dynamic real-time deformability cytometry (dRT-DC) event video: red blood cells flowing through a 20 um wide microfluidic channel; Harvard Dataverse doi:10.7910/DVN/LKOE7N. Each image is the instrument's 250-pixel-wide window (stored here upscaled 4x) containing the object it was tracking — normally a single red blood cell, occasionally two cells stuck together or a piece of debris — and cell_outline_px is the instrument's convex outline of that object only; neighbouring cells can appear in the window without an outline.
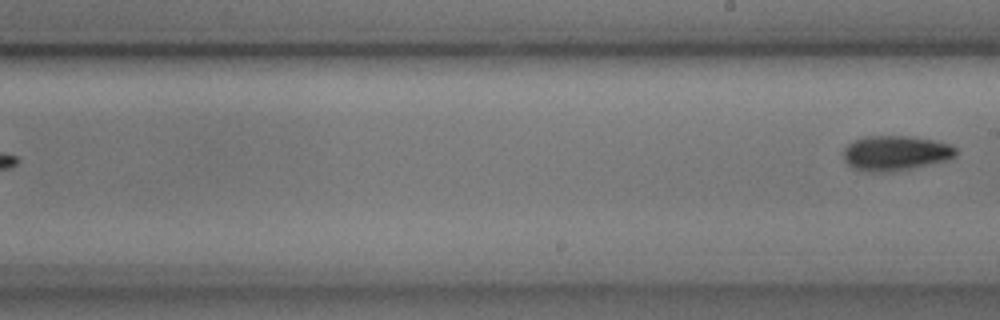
{"species": "common noctule bat (a hibernating species)", "species_latin": "Nyctalus noctula", "temperature_condition": "cold", "stored_images_in_passage": 9, "segment_of_instrument_passage": [2, 2], "camera_frame_rate_fps": 3000, "um_per_image_px": 0.085, "animal": {"sex": "male", "body_mass_g": 17.9, "forearm_length_mm": 54.2}, "frame": {"image": 1, "passage_image": 9, "time_ms": 2.667, "image_size_px": [1000, 320], "cell_outline_px": [[956, 156], [948, 160], [908, 168], [880, 172], [872, 172], [852, 168], [844, 160], [844, 148], [852, 140], [864, 136], [908, 136], [936, 140], [952, 144], [956, 148]], "centroid_in_image_um": [76.11, 12.98], "position_along_channel_um": 212.9, "area_um2": 22.83}}